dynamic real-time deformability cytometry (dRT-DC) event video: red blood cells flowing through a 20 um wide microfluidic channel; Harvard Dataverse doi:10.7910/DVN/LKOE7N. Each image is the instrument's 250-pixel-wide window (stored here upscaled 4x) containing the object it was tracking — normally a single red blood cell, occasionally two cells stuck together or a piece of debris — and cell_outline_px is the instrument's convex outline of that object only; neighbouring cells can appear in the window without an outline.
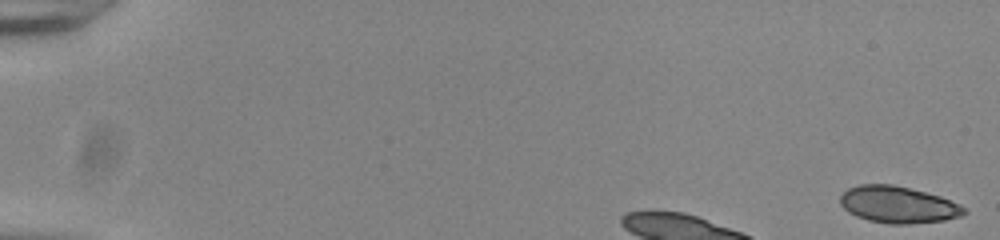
{"species": "common noctule bat (a hibernating species)", "species_latin": "Nyctalus noctula", "temperature_condition": "room temperature", "stored_images_in_passage": 8, "camera_frame_rate_fps": 3000, "um_per_image_px": 0.085, "animal": {"sex": "male", "body_mass_g": 20.0, "forearm_length_mm": 53.3}, "frame": {"image": 1, "passage_image": 1, "time_ms": 0.0, "image_size_px": [1000, 240], "cell_outline_px": [[968, 212], [960, 216], [944, 220], [908, 224], [888, 224], [868, 220], [856, 216], [848, 212], [840, 204], [840, 196], [848, 188], [860, 184], [892, 184], [940, 196], [960, 204]], "centroid_in_image_um": [76.32, 17.4], "position_along_channel_um": 8.7, "area_um2": 26.47}}